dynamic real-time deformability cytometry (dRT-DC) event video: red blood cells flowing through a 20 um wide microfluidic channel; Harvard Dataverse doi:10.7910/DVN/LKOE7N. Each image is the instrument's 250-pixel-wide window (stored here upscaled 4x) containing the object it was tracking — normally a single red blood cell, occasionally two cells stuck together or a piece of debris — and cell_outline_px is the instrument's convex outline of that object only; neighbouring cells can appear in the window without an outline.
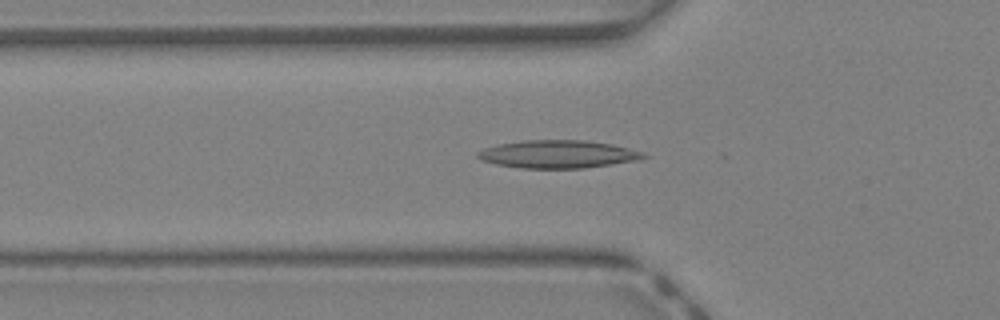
{"species": "Egyptian fruit bat (a non-hibernating species)", "species_latin": "Rousettus aegyptiacus", "temperature_condition": "warm", "stored_images_in_passage": 40, "camera_frame_rate_fps": 3000, "um_per_image_px": 0.085, "animal": {"sex": "female"}, "frame": {"image": 1, "passage_image": 13, "time_ms": 4.0, "image_size_px": [1000, 320], "cell_outline_px": [[648, 156], [640, 160], [584, 168], [520, 168], [496, 164], [480, 160], [476, 156], [476, 152], [484, 148], [496, 144], [524, 140], [584, 140], [612, 144], [644, 152]], "centroid_in_image_um": [47.4, 13.1], "position_along_channel_um": 78.4, "area_um2": 27.11}}
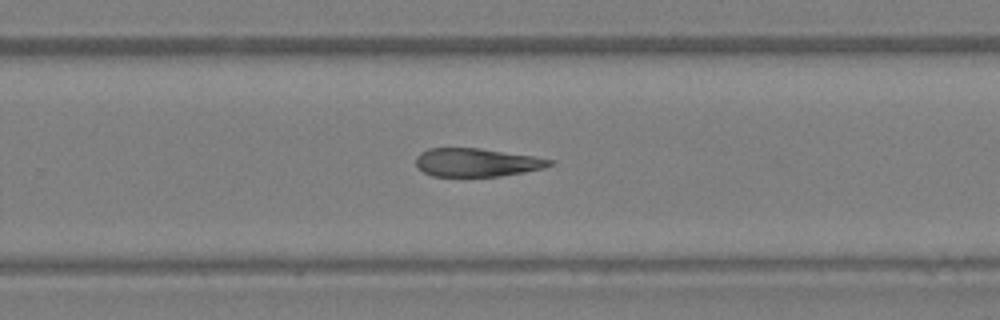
{"frame": {"image": 2, "passage_image": 26, "time_ms": 8.333, "image_size_px": [1000, 320], "cell_outline_px": [[552, 164], [544, 168], [524, 172], [500, 176], [432, 176], [424, 172], [416, 164], [416, 156], [420, 152], [428, 148], [480, 148], [532, 156], [552, 160]], "centroid_in_image_um": [40.49, 13.8], "position_along_channel_um": 289.3, "area_um2": 21.91}}
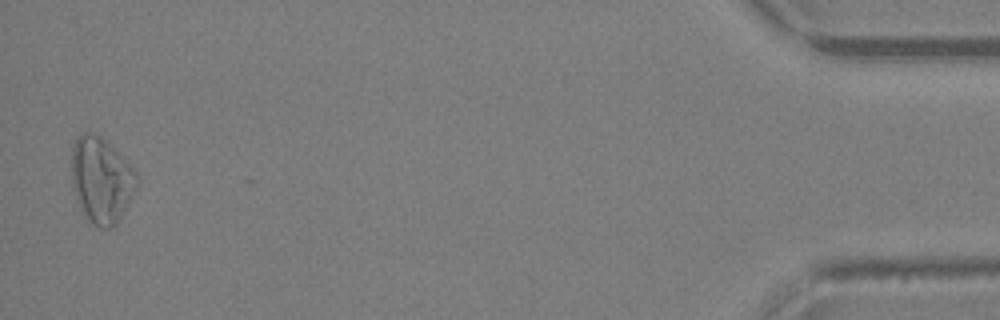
{"frame": {"image": 3, "passage_image": 40, "time_ms": 13.0, "image_size_px": [1000, 320], "cell_outline_px": [[136, 188], [116, 224], [112, 228], [100, 228], [88, 224], [76, 200], [72, 188], [72, 144], [76, 136], [84, 132], [92, 132], [108, 140], [136, 172]], "centroid_in_image_um": [8.56, 15.3], "position_along_channel_um": 426.6, "area_um2": 32.95}, "authors_computed_cell_mechanics": {"area_um2": 25.5765, "velocity_mm_per_s": 4.8637, "shape_relaxation_time_tau1_ms": null, "shape_relaxation_time_tau2_ms": 10.5971, "deformation_change_tau1": null, "deformation_change_tau2": 0.3126}}